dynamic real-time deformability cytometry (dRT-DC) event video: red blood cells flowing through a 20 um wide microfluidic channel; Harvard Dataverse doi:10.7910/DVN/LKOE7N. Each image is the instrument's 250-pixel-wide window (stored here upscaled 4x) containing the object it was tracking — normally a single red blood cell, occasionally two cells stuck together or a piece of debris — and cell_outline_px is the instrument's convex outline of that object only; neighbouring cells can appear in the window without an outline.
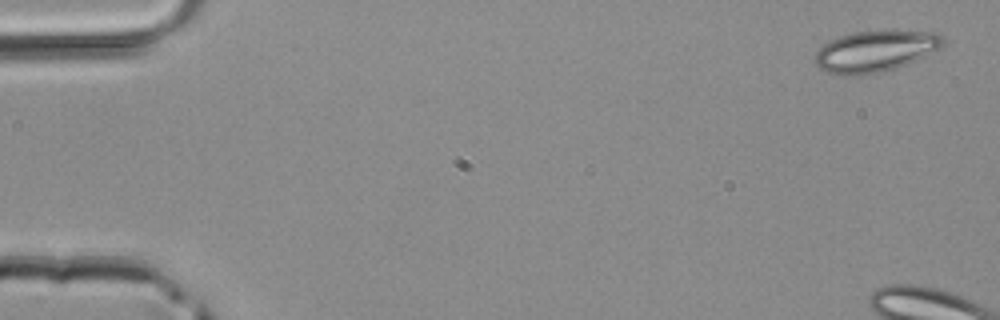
{"species": "common noctule bat (a hibernating species)", "species_latin": "Nyctalus noctula", "temperature_condition": "room temperature", "stored_images_in_passage": 5, "camera_frame_rate_fps": 3000, "um_per_image_px": 0.085, "animal": {"sex": "male", "body_mass_g": 20.4}, "frame": {"image": 1, "passage_image": 1, "time_ms": 0.0, "image_size_px": [1000, 320], "cell_outline_px": [[944, 44], [940, 48], [916, 60], [896, 68], [884, 72], [856, 76], [848, 76], [824, 72], [812, 60], [816, 52], [828, 40], [836, 36], [856, 32], [884, 28], [896, 28], [936, 32], [944, 40]], "centroid_in_image_um": [74.39, 4.31], "position_along_channel_um": 10.6, "area_um2": 31.96}}